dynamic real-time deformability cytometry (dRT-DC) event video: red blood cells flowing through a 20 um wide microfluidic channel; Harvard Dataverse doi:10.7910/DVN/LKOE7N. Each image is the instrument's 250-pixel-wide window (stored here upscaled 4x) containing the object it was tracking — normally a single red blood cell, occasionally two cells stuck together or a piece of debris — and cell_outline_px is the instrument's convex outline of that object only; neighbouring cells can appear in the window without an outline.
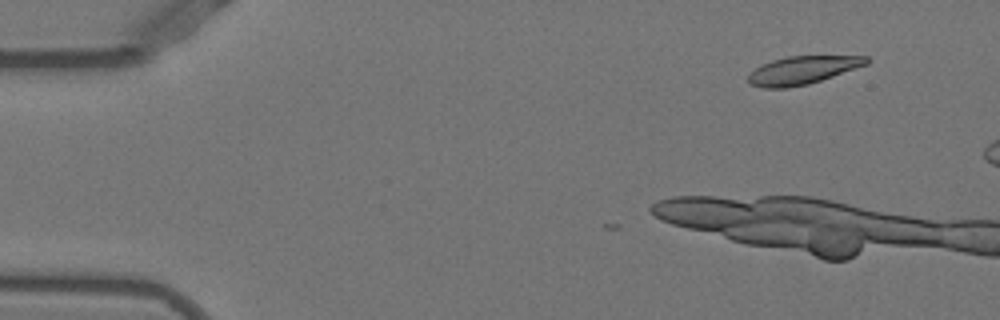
{"species": "Egyptian fruit bat (a non-hibernating species)", "species_latin": "Rousettus aegyptiacus", "temperature_condition": "warm", "stored_images_in_passage": 3, "camera_frame_rate_fps": 3000, "um_per_image_px": 0.085, "animal": {"sex": "female"}, "frame": {"image": 1, "passage_image": 1, "time_ms": 0.0, "image_size_px": [1000, 320], "cell_outline_px": [[872, 60], [868, 64], [808, 84], [788, 88], [764, 88], [748, 84], [748, 76], [756, 68], [772, 60], [788, 56], [868, 56]], "centroid_in_image_um": [68.23, 5.97], "position_along_channel_um": 16.8, "area_um2": 19.19}}